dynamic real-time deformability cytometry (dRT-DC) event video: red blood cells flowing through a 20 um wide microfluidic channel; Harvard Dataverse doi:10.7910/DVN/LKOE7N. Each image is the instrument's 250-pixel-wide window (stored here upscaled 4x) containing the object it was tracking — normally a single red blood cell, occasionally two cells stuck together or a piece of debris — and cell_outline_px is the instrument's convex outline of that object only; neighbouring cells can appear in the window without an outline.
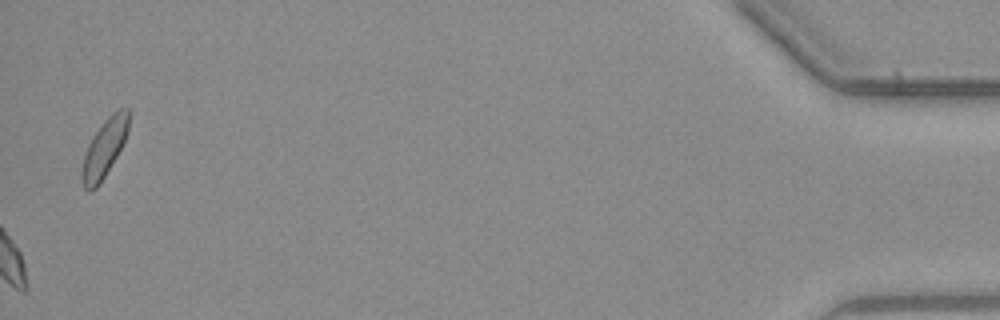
{"species": "common noctule bat (a hibernating species)", "species_latin": "Nyctalus noctula", "temperature_condition": "warm", "stored_images_in_passage": 37, "camera_frame_rate_fps": 3000, "um_per_image_px": 0.085, "animal": {"sex": "male", "body_mass_g": 23.1, "forearm_length_mm": 52.7}, "frame": {"image": 1, "passage_image": 37, "time_ms": 12.0, "image_size_px": [1000, 320], "cell_outline_px": [[128, 132], [116, 156], [100, 184], [92, 192], [88, 192], [84, 188], [80, 176], [80, 172], [84, 156], [88, 144], [92, 136], [104, 120], [112, 112], [120, 108], [128, 108]], "centroid_in_image_um": [8.83, 12.63], "position_along_channel_um": 426.4, "area_um2": 15.78}}